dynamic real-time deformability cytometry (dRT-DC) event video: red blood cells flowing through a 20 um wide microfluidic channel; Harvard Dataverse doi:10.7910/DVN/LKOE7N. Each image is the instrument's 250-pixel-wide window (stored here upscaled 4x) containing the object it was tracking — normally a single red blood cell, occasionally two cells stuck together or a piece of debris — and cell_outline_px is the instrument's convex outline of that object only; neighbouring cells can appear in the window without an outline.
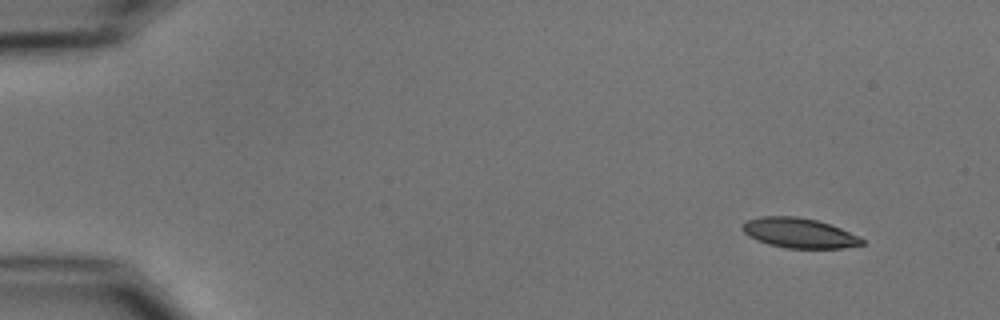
{"species": "common noctule bat (a hibernating species)", "species_latin": "Nyctalus noctula", "temperature_condition": "cold", "stored_images_in_passage": 26, "camera_frame_rate_fps": 3000, "um_per_image_px": 0.085, "animal": {"sex": "male", "body_mass_g": 15.6}, "frame": {"image": 1, "passage_image": 1, "time_ms": 0.0, "image_size_px": [1000, 320], "cell_outline_px": [[864, 244], [844, 248], [788, 248], [768, 244], [748, 236], [740, 228], [744, 220], [760, 216], [796, 216], [816, 220], [840, 228], [860, 236], [864, 240]], "centroid_in_image_um": [67.9, 19.8], "position_along_channel_um": 17.1, "area_um2": 20.92}}
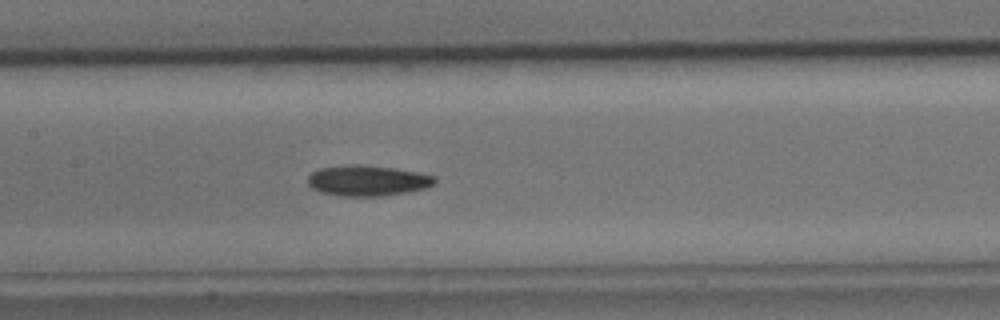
{"frame": {"image": 2, "passage_image": 23, "time_ms": 7.333, "image_size_px": [1000, 320], "cell_outline_px": [[436, 184], [424, 188], [408, 192], [380, 196], [336, 196], [320, 192], [312, 188], [308, 184], [308, 176], [312, 172], [320, 168], [352, 164], [360, 164], [392, 168], [416, 172], [436, 176]], "centroid_in_image_um": [31.22, 15.36], "position_along_channel_um": 176.2, "area_um2": 22.72}}
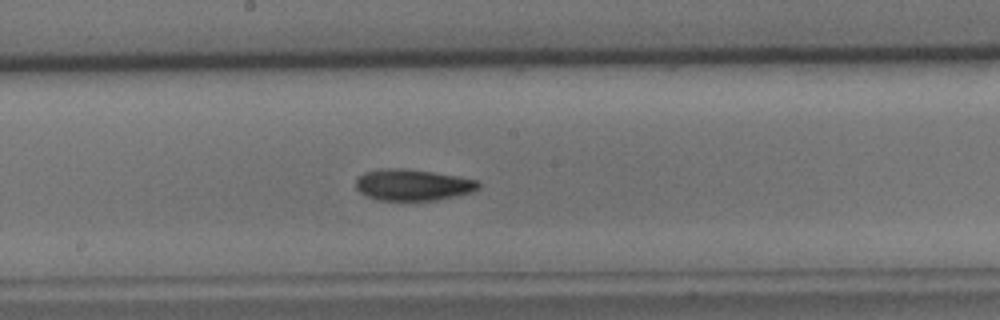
{"frame": {"image": 3, "passage_image": 26, "time_ms": 8.333, "image_size_px": [1000, 320], "cell_outline_px": [[480, 188], [472, 192], [436, 200], [376, 200], [360, 192], [356, 188], [356, 176], [364, 172], [376, 168], [404, 168], [432, 172], [480, 180]], "centroid_in_image_um": [35.06, 15.7], "position_along_channel_um": 213.1, "area_um2": 22.6}}